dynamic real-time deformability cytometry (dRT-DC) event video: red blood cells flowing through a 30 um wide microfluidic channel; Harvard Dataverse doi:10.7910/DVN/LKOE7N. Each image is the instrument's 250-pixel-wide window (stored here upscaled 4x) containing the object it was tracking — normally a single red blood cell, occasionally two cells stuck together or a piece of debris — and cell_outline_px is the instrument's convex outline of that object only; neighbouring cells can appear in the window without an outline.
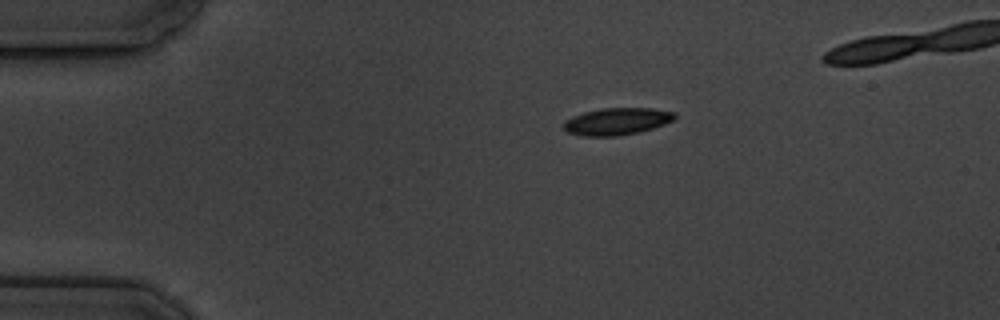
{"species": "common noctule bat (a hibernating species)", "species_latin": "Nyctalus noctula", "temperature_condition": "cold", "stored_images_in_passage": 4, "camera_frame_rate_fps": 3000, "um_per_image_px": 0.085, "animal": {"sex": "male", "body_mass_g": 19.5, "forearm_length_mm": 54.6}, "frame": {"image": 1, "passage_image": 1, "time_ms": 0.0, "image_size_px": [1000, 320], "cell_outline_px": [[676, 120], [640, 132], [616, 136], [580, 136], [568, 132], [564, 128], [564, 120], [572, 116], [584, 112], [600, 108], [652, 108], [676, 112]], "centroid_in_image_um": [52.45, 10.31], "position_along_channel_um": 32.5, "area_um2": 17.69}}